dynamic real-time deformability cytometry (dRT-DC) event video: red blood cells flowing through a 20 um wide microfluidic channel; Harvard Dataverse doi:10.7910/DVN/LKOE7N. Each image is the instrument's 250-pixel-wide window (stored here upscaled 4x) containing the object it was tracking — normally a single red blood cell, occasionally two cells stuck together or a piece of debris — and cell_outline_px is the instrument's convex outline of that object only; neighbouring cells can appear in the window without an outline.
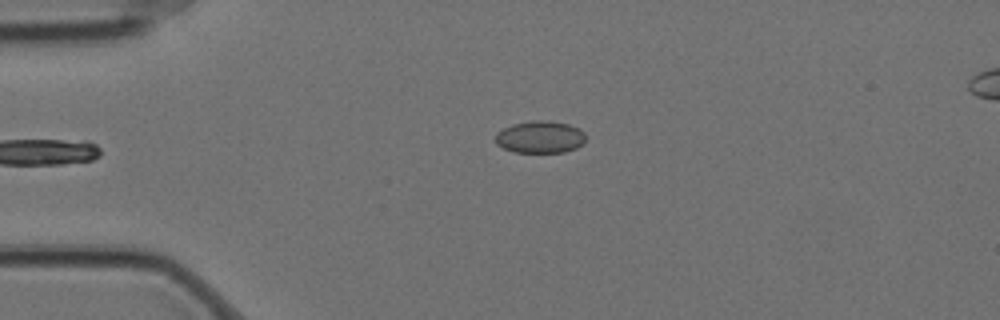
{"species": "Egyptian fruit bat (a non-hibernating species)", "species_latin": "Rousettus aegyptiacus", "temperature_condition": "cold", "stored_images_in_passage": 5, "camera_frame_rate_fps": 3000, "um_per_image_px": 0.085, "animal": {"sex": "female"}, "frame": {"image": 1, "passage_image": 5, "time_ms": 1.333, "image_size_px": [1000, 320], "cell_outline_px": [[584, 144], [576, 148], [564, 152], [516, 152], [504, 148], [496, 144], [496, 132], [512, 124], [532, 120], [544, 120], [568, 124], [580, 128], [584, 132]], "centroid_in_image_um": [45.92, 11.64], "position_along_channel_um": 39.1, "area_um2": 16.94}}